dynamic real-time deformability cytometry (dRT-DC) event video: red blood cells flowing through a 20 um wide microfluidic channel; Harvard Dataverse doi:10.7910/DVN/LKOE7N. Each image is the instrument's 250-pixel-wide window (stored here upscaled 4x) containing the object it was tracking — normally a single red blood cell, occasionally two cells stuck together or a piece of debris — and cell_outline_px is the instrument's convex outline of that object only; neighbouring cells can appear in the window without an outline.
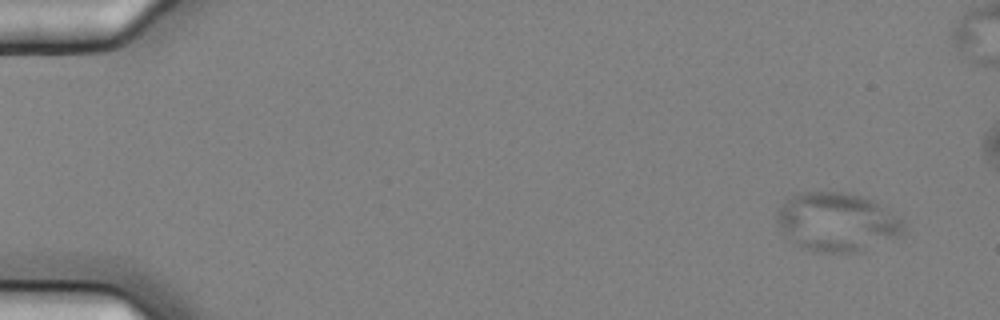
{"species": "common noctule bat (a hibernating species)", "species_latin": "Nyctalus noctula", "temperature_condition": "cold", "stored_images_in_passage": 5, "camera_frame_rate_fps": 3000, "um_per_image_px": 0.085, "animal": {"sex": "female", "body_mass_g": 25.1}, "frame": {"image": 1, "passage_image": 1, "time_ms": 0.0, "image_size_px": [1000, 320], "cell_outline_px": [[904, 228], [896, 236], [864, 252], [820, 252], [800, 248], [792, 244], [780, 232], [776, 224], [776, 216], [780, 208], [792, 192], [840, 192], [860, 196], [872, 200], [896, 216], [904, 224]], "centroid_in_image_um": [71.03, 18.89], "position_along_channel_um": 14.0, "area_um2": 43.47}}